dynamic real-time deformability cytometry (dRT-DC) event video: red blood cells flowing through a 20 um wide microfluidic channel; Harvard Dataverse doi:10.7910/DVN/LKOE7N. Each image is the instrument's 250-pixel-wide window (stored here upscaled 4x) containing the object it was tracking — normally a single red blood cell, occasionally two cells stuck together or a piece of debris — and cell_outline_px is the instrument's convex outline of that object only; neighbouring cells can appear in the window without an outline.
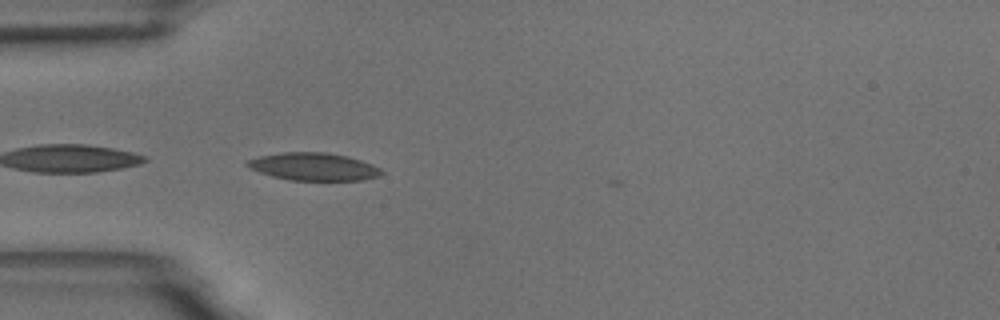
{"species": "common noctule bat (a hibernating species)", "species_latin": "Nyctalus noctula", "temperature_condition": "room temperature", "stored_images_in_passage": 4, "camera_frame_rate_fps": 3000, "um_per_image_px": 0.085, "animal": {"sex": "male", "body_mass_g": 18.8}, "frame": {"image": 1, "passage_image": 1, "time_ms": 0.0, "image_size_px": [1000, 320], "cell_outline_px": [[384, 172], [380, 176], [364, 180], [292, 180], [272, 176], [248, 168], [244, 164], [244, 160], [260, 156], [280, 152], [324, 152], [348, 156], [372, 164], [380, 168]], "centroid_in_image_um": [26.63, 14.16], "position_along_channel_um": 58.4, "area_um2": 21.79}}